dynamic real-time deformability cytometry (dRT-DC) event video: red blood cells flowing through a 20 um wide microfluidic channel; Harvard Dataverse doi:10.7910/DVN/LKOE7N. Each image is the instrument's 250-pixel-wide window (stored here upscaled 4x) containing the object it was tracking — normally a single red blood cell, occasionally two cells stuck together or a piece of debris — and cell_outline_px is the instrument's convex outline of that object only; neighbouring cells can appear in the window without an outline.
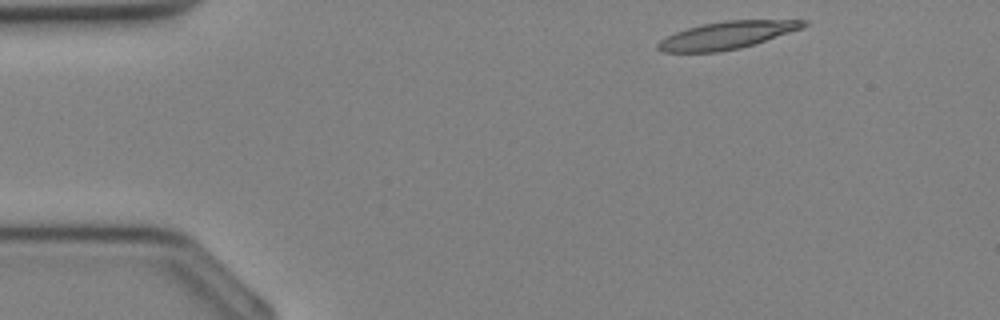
{"species": "Egyptian fruit bat (a non-hibernating species)", "species_latin": "Rousettus aegyptiacus", "temperature_condition": "cold", "stored_images_in_passage": 14, "camera_frame_rate_fps": 3000, "um_per_image_px": 0.085, "animal": {"sex": "female"}, "frame": {"image": 1, "passage_image": 1, "time_ms": 0.0, "image_size_px": [1000, 320], "cell_outline_px": [[808, 24], [804, 28], [740, 48], [720, 52], [664, 52], [656, 48], [656, 44], [660, 40], [676, 32], [688, 28], [704, 24], [724, 20], [808, 20]], "centroid_in_image_um": [61.8, 2.99], "position_along_channel_um": 23.2, "area_um2": 23.18}}
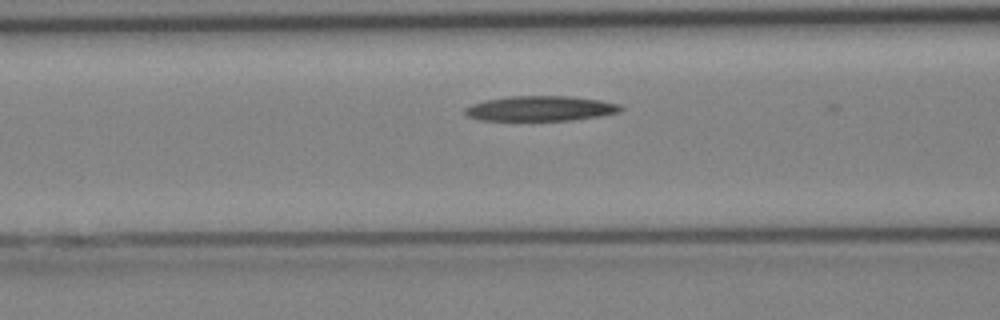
{"frame": {"image": 2, "passage_image": 10, "time_ms": 3.0, "image_size_px": [1000, 320], "cell_outline_px": [[624, 108], [620, 112], [600, 116], [572, 120], [480, 120], [468, 116], [464, 112], [464, 108], [472, 104], [484, 100], [508, 96], [572, 96], [600, 100], [620, 104]], "centroid_in_image_um": [45.96, 9.21], "position_along_channel_um": 120.6, "area_um2": 22.83}}
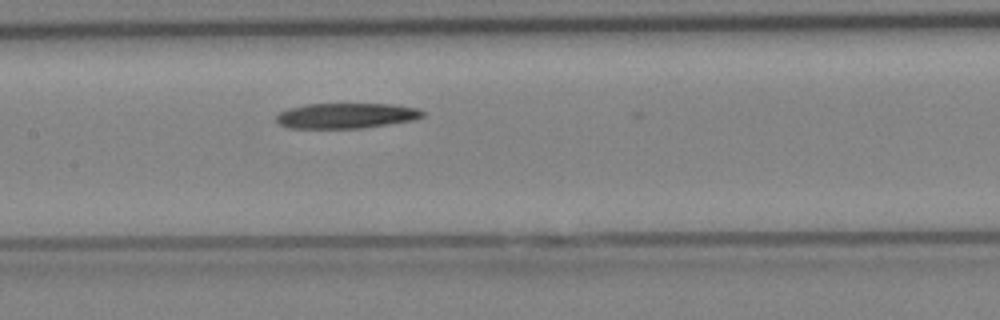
{"frame": {"image": 3, "passage_image": 13, "time_ms": 4.0, "image_size_px": [1000, 320], "cell_outline_px": [[424, 116], [416, 120], [360, 128], [288, 128], [280, 124], [276, 120], [276, 116], [280, 112], [288, 108], [304, 104], [392, 104], [416, 108], [424, 112]], "centroid_in_image_um": [29.42, 9.83], "position_along_channel_um": 178.0, "area_um2": 21.62}}